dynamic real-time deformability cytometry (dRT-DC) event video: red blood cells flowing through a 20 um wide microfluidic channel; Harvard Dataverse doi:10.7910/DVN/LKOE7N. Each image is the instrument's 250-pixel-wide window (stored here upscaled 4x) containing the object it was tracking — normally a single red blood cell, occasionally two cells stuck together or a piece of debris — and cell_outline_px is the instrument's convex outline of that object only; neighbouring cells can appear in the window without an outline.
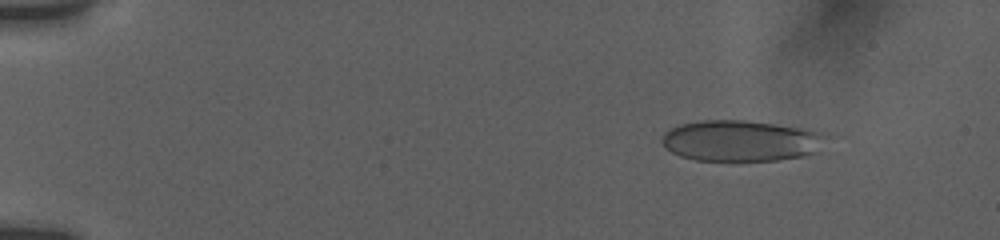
{"species": "human", "species_latin": "Homo sapiens", "temperature_condition": "room temperature", "stored_images_in_passage": 13, "camera_frame_rate_fps": 3000, "um_per_image_px": 0.085, "donor": {"sex": "female"}, "frame": {"image": 1, "passage_image": 3, "time_ms": 1.667, "image_size_px": [1000, 240], "cell_outline_px": [[812, 152], [800, 156], [776, 160], [696, 160], [680, 156], [672, 152], [664, 144], [664, 136], [672, 128], [684, 124], [704, 120], [740, 120], [768, 124], [792, 128], [808, 132]], "centroid_in_image_um": [62.61, 11.99], "position_along_channel_um": 22.4, "area_um2": 35.89}}
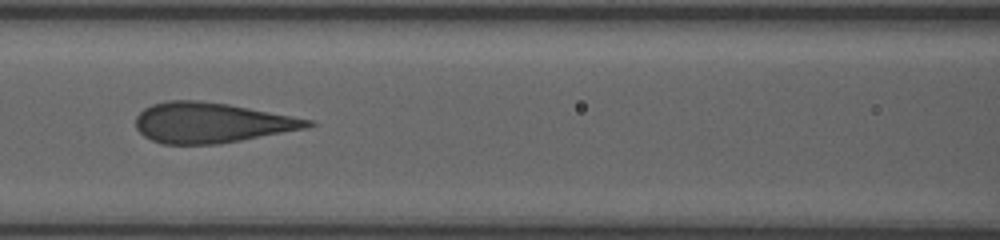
{"frame": {"image": 2, "passage_image": 9, "time_ms": 8.0, "image_size_px": [1000, 240], "cell_outline_px": [[316, 124], [308, 128], [240, 140], [216, 144], [164, 144], [152, 140], [144, 136], [136, 128], [136, 116], [144, 108], [152, 104], [168, 100], [200, 100], [228, 104], [292, 116], [312, 120]], "centroid_in_image_um": [17.95, 10.42], "position_along_channel_um": 148.7, "area_um2": 40.17}}
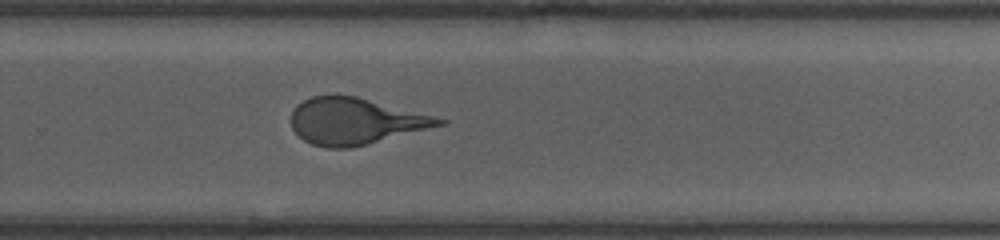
{"frame": {"image": 3, "passage_image": 13, "time_ms": 12.0, "image_size_px": [1000, 240], "cell_outline_px": [[448, 120], [444, 124], [348, 148], [324, 148], [312, 144], [304, 140], [292, 128], [292, 112], [296, 104], [312, 96], [336, 92], [356, 96]], "centroid_in_image_um": [30.1, 10.26], "position_along_channel_um": 299.7, "area_um2": 39.65}}